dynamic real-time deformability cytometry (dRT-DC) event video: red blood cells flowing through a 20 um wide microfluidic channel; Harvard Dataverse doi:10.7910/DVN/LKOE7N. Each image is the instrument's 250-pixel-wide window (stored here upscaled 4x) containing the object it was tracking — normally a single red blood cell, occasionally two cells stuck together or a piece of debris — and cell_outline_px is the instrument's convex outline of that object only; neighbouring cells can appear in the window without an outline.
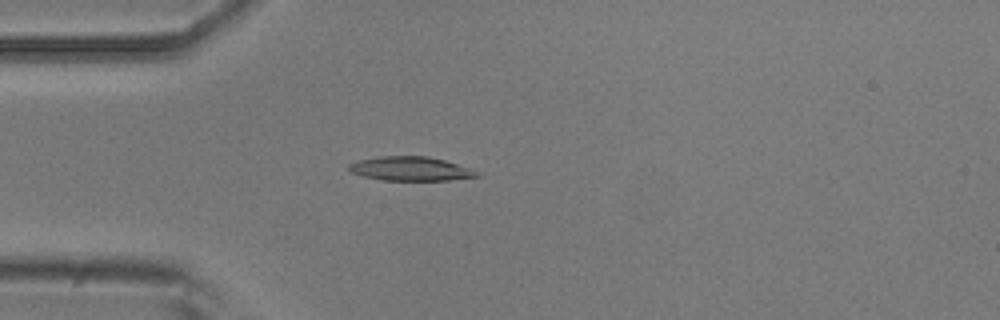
{"species": "common noctule bat (a hibernating species)", "species_latin": "Nyctalus noctula", "temperature_condition": "room temperature", "stored_images_in_passage": 46, "camera_frame_rate_fps": 3000, "um_per_image_px": 0.085, "animal": {"sex": "male", "body_mass_g": 20.5, "forearm_length_mm": 52.5}, "frame": {"image": 1, "passage_image": 9, "time_ms": 2.667, "image_size_px": [1000, 320], "cell_outline_px": [[480, 176], [448, 180], [384, 180], [364, 176], [352, 172], [348, 168], [348, 164], [356, 160], [380, 156], [428, 156], [444, 160], [472, 168], [480, 172]], "centroid_in_image_um": [34.92, 14.33], "position_along_channel_um": 50.1, "area_um2": 17.98}}
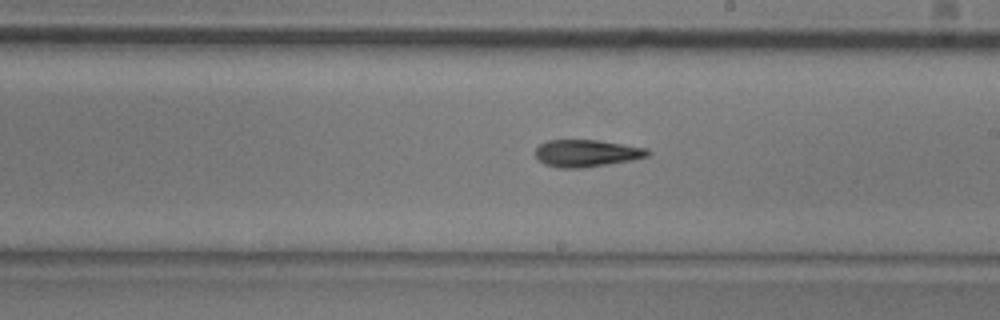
{"frame": {"image": 2, "passage_image": 24, "time_ms": 7.667, "image_size_px": [1000, 320], "cell_outline_px": [[652, 152], [648, 156], [632, 160], [608, 164], [580, 168], [560, 168], [544, 164], [536, 160], [536, 148], [540, 144], [548, 140], [596, 140], [624, 144], [648, 148]], "centroid_in_image_um": [49.86, 13.02], "position_along_channel_um": 239.1, "area_um2": 17.86}}
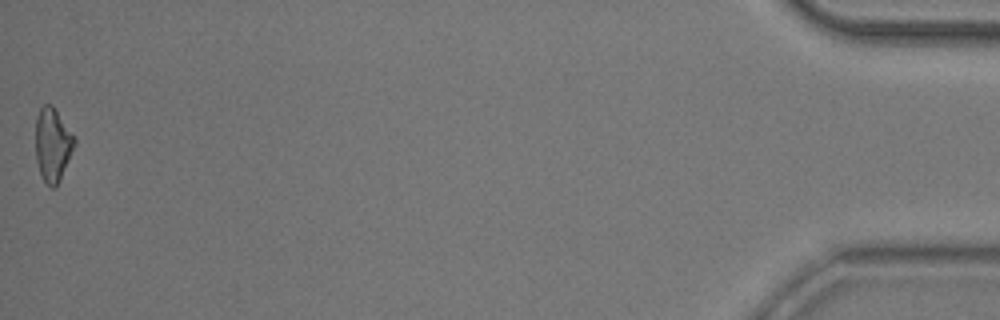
{"frame": {"image": 3, "passage_image": 46, "time_ms": 15.0, "image_size_px": [1000, 320], "cell_outline_px": [[76, 144], [60, 180], [56, 188], [52, 188], [44, 180], [40, 172], [36, 160], [36, 116], [40, 108], [44, 104], [52, 104], [76, 136]], "centroid_in_image_um": [4.5, 12.27], "position_along_channel_um": 430.7, "area_um2": 16.88}, "authors_computed_cell_mechanics": {"area_um2": 17.34, "velocity_mm_per_s": 3.9599, "shape_relaxation_time_tau1_ms": 5.1952, "shape_relaxation_time_tau2_ms": 9.6298, "deformation_change_tau1": 0.161, "deformation_change_tau2": 0.221}}